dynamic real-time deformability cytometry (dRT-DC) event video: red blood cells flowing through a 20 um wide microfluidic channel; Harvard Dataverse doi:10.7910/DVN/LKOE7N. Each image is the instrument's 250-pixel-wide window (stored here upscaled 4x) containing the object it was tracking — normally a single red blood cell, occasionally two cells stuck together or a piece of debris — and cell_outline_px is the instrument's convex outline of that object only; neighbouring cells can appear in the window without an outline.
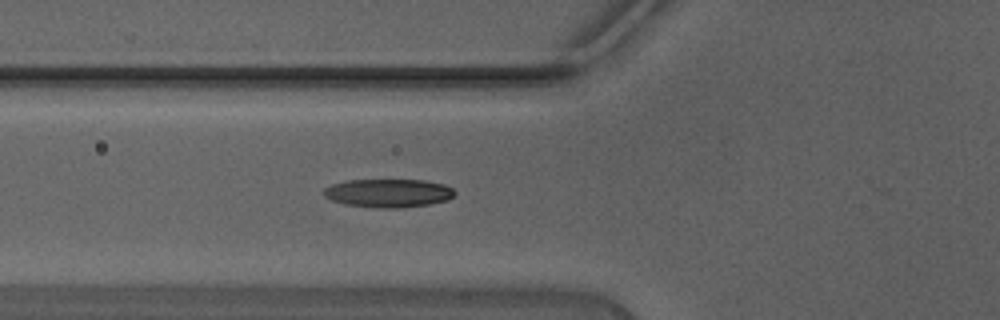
{"species": "Egyptian fruit bat (a non-hibernating species)", "species_latin": "Rousettus aegyptiacus", "temperature_condition": "warm", "stored_images_in_passage": 19, "camera_frame_rate_fps": 3000, "um_per_image_px": 0.085, "animal": {"sex": "male"}, "frame": {"image": 1, "passage_image": 18, "time_ms": 5.667, "image_size_px": [1000, 320], "cell_outline_px": [[456, 192], [448, 200], [428, 204], [396, 208], [380, 208], [344, 204], [332, 200], [324, 196], [324, 188], [332, 184], [348, 180], [424, 180], [444, 184], [452, 188]], "centroid_in_image_um": [33.01, 16.41], "position_along_channel_um": 92.8, "area_um2": 21.56}}